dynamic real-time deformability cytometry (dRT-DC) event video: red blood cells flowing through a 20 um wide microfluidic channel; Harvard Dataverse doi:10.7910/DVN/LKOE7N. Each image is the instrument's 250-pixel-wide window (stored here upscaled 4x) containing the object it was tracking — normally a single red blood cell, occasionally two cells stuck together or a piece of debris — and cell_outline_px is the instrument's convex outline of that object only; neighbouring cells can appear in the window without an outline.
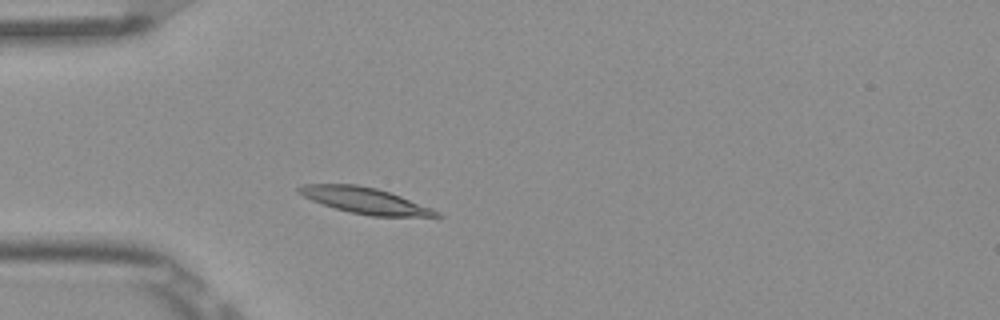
{"species": "Egyptian fruit bat (a non-hibernating species)", "species_latin": "Rousettus aegyptiacus", "temperature_condition": "room temperature", "stored_images_in_passage": 3, "camera_frame_rate_fps": 3000, "um_per_image_px": 0.085, "frame": {"image": 1, "passage_image": 3, "time_ms": 0.667, "image_size_px": [1000, 320], "cell_outline_px": [[444, 216], [372, 216], [348, 212], [312, 200], [296, 192], [296, 188], [300, 184], [356, 184], [376, 188], [400, 196], [432, 208], [440, 212]], "centroid_in_image_um": [30.99, 17.04], "position_along_channel_um": 54.0, "area_um2": 20.69}}